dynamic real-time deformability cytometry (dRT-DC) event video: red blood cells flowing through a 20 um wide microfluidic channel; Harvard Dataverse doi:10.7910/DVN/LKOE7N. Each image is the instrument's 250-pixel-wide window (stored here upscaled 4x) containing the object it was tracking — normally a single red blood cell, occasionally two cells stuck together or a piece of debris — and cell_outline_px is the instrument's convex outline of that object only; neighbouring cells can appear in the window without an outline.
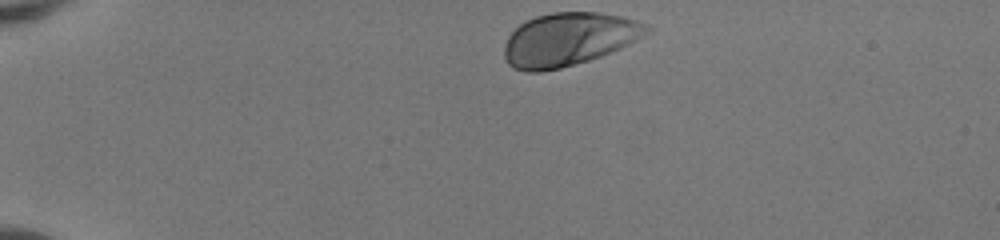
{"species": "human", "species_latin": "Homo sapiens", "temperature_condition": "room temperature", "stored_images_in_passage": 36, "camera_frame_rate_fps": 3000, "um_per_image_px": 0.085, "donor": {"sex": "female"}, "frame": {"image": 1, "passage_image": 1, "time_ms": 0.0, "image_size_px": [1000, 240], "cell_outline_px": [[652, 32], [620, 48], [600, 56], [588, 60], [560, 68], [540, 72], [528, 72], [512, 68], [508, 64], [504, 56], [504, 48], [508, 36], [524, 20], [536, 16], [552, 12], [600, 12], [620, 16], [636, 20], [648, 24], [652, 28]], "centroid_in_image_um": [48.34, 3.33], "position_along_channel_um": 36.7, "area_um2": 44.27}}
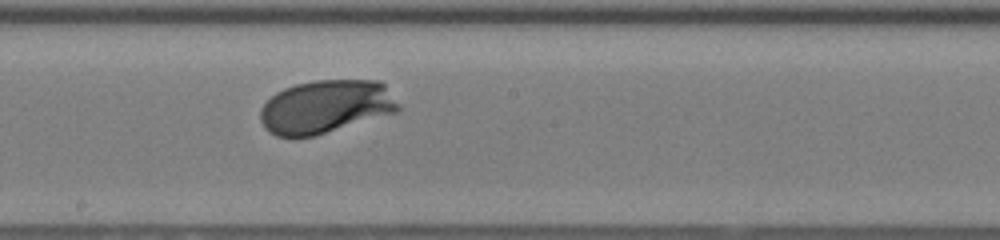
{"frame": {"image": 2, "passage_image": 20, "time_ms": 6.333, "image_size_px": [1000, 240], "cell_outline_px": [[400, 108], [396, 112], [316, 136], [276, 136], [268, 132], [264, 128], [260, 120], [260, 108], [276, 92], [284, 88], [296, 84], [316, 80], [380, 80], [384, 84], [400, 104]], "centroid_in_image_um": [27.68, 9.07], "position_along_channel_um": 220.5, "area_um2": 42.95}}
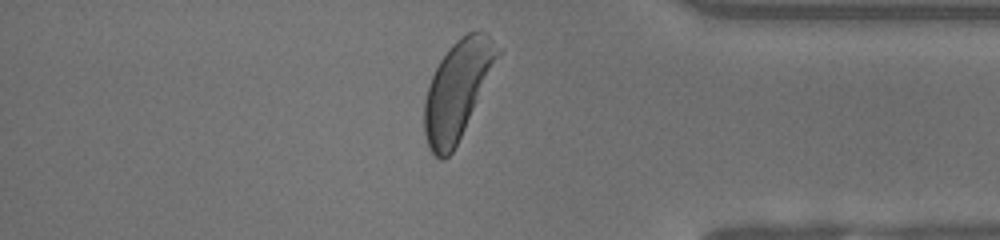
{"frame": {"image": 3, "passage_image": 34, "time_ms": 11.0, "image_size_px": [1000, 240], "cell_outline_px": [[504, 52], [452, 152], [444, 160], [440, 160], [428, 148], [424, 132], [424, 100], [428, 84], [440, 60], [448, 48], [456, 40], [468, 32], [480, 28], [504, 48]], "centroid_in_image_um": [38.94, 7.57], "position_along_channel_um": 396.3, "area_um2": 42.48}, "authors_computed_cell_mechanics": {"area_um2": 42.5119, "velocity_mm_per_s": 4.038, "shape_relaxation_time_tau1_ms": 1.6622, "shape_relaxation_time_tau2_ms": null, "deformation_change_tau1": 0.1352, "deformation_change_tau2": null}}